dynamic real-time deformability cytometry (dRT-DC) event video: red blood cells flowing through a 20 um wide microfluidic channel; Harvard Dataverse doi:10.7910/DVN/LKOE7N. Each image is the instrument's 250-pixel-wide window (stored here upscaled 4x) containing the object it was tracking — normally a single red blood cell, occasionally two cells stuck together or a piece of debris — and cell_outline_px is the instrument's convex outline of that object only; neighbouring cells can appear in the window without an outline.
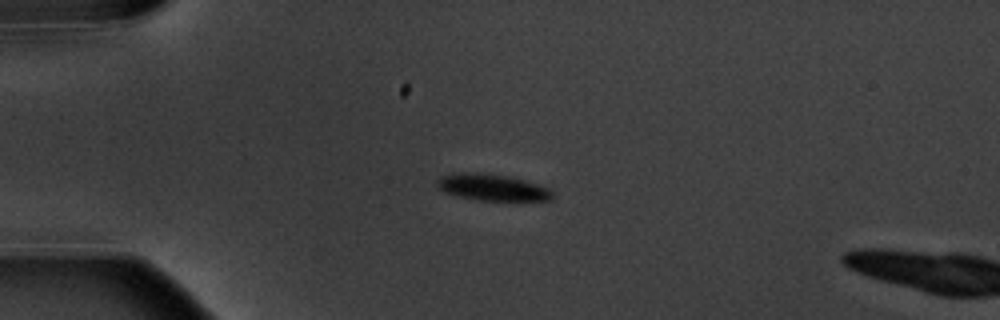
{"species": "common noctule bat (a hibernating species)", "species_latin": "Nyctalus noctula", "temperature_condition": "warm", "stored_images_in_passage": 4, "camera_frame_rate_fps": 3000, "um_per_image_px": 0.085, "animal": {"sex": "male", "body_mass_g": 20.1, "forearm_length_mm": 53.5}, "frame": {"image": 1, "passage_image": 3, "time_ms": 2.333, "image_size_px": [1000, 320], "cell_outline_px": [[552, 200], [476, 200], [444, 192], [440, 188], [436, 180], [440, 176], [464, 172], [476, 172], [508, 176], [536, 184], [548, 188], [552, 192]], "centroid_in_image_um": [41.82, 15.92], "position_along_channel_um": 43.2, "area_um2": 17.46}}